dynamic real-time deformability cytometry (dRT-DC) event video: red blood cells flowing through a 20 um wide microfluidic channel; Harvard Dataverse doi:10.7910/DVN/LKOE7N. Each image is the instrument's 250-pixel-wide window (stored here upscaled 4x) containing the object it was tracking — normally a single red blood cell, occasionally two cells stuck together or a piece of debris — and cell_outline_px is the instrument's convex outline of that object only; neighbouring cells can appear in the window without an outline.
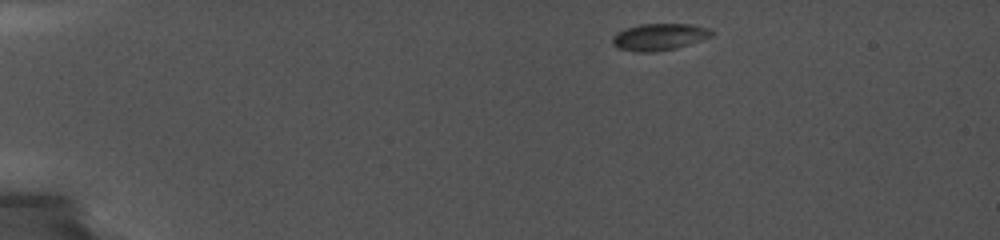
{"species": "common noctule bat (a hibernating species)", "species_latin": "Nyctalus noctula", "temperature_condition": "cold", "stored_images_in_passage": 25, "camera_frame_rate_fps": 5000, "um_per_image_px": 0.085, "animal": {"sex": "female", "body_mass_g": 19.0, "forearm_length_mm": 56.7}, "frame": {"image": 1, "passage_image": 1, "time_ms": 0.0, "image_size_px": [1000, 240], "cell_outline_px": [[716, 32], [712, 36], [676, 48], [656, 52], [636, 52], [616, 48], [612, 44], [612, 36], [616, 32], [624, 28], [640, 24], [688, 24], [712, 28]], "centroid_in_image_um": [56.01, 3.13], "position_along_channel_um": 29.0, "area_um2": 15.78}}
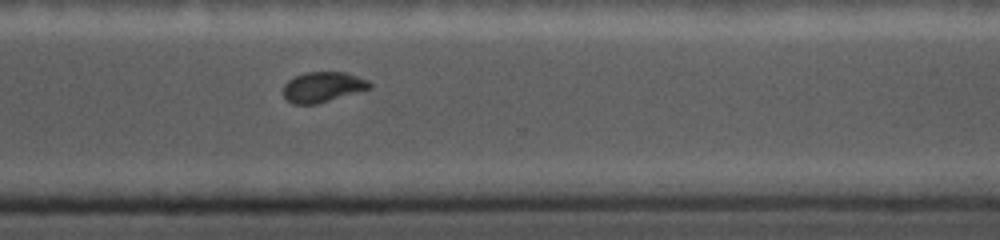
{"frame": {"image": 2, "passage_image": 19, "time_ms": 10.8, "image_size_px": [1000, 240], "cell_outline_px": [[372, 88], [316, 104], [296, 104], [288, 100], [284, 96], [284, 84], [288, 80], [296, 76], [308, 72], [348, 72], [368, 80], [372, 84]], "centroid_in_image_um": [27.48, 7.38], "position_along_channel_um": 343.1, "area_um2": 15.14}}
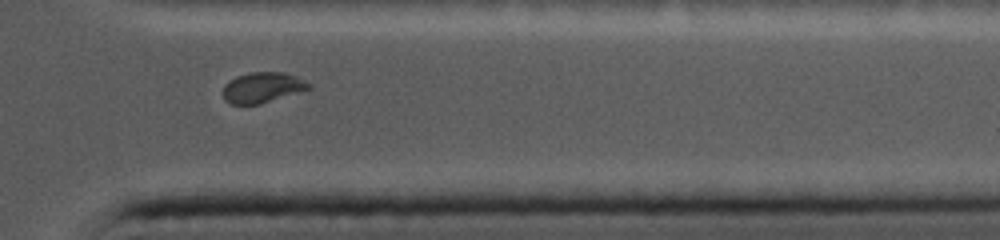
{"frame": {"image": 3, "passage_image": 21, "time_ms": 12.0, "image_size_px": [1000, 240], "cell_outline_px": [[312, 88], [260, 104], [232, 104], [224, 100], [224, 84], [228, 80], [236, 76], [248, 72], [284, 72], [312, 84]], "centroid_in_image_um": [22.29, 7.43], "position_along_channel_um": 389.1, "area_um2": 15.2}}